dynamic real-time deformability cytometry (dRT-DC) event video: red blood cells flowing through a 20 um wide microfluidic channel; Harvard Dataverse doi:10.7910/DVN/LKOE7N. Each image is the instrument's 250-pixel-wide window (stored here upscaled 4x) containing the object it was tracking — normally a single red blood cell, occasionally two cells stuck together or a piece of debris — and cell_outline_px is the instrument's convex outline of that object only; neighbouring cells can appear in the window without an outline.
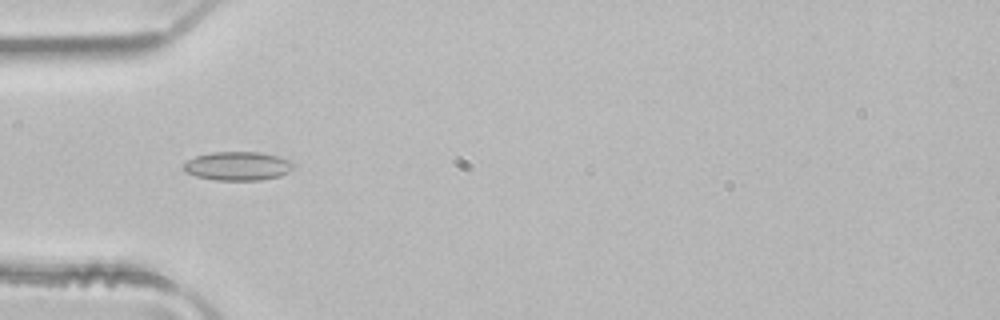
{"species": "common noctule bat (a hibernating species)", "species_latin": "Nyctalus noctula", "temperature_condition": "room temperature", "stored_images_in_passage": 6, "camera_frame_rate_fps": 3000, "um_per_image_px": 0.085, "animal": {"sex": "male", "body_mass_g": 21.5, "forearm_length_mm": 52.0}, "frame": {"image": 1, "passage_image": 5, "time_ms": 1.333, "image_size_px": [1000, 320], "cell_outline_px": [[292, 168], [288, 172], [280, 176], [260, 180], [216, 180], [196, 176], [184, 172], [180, 168], [188, 160], [196, 156], [212, 152], [260, 152], [276, 156], [288, 160], [292, 164]], "centroid_in_image_um": [20.14, 14.12], "position_along_channel_um": 64.9, "area_um2": 18.32}}
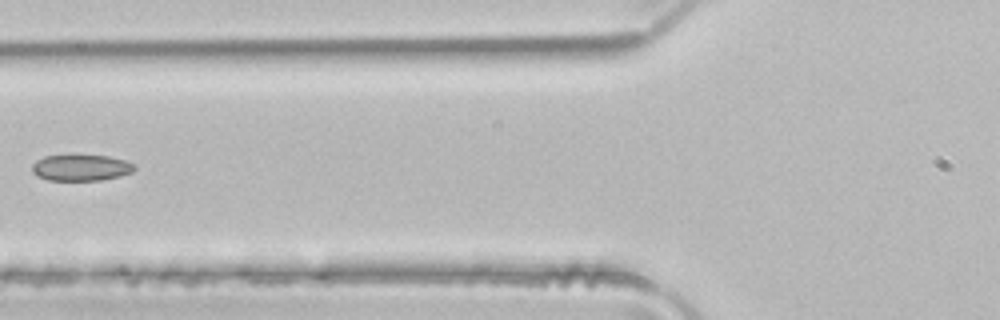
{"frame": {"image": 2, "passage_image": 6, "time_ms": 1.667, "image_size_px": [1000, 320], "cell_outline_px": [[136, 168], [132, 172], [120, 176], [100, 180], [48, 180], [36, 176], [32, 172], [32, 164], [36, 160], [44, 156], [108, 156], [124, 160], [136, 164]], "centroid_in_image_um": [6.88, 14.26], "position_along_channel_um": 118.9, "area_um2": 15.55}}